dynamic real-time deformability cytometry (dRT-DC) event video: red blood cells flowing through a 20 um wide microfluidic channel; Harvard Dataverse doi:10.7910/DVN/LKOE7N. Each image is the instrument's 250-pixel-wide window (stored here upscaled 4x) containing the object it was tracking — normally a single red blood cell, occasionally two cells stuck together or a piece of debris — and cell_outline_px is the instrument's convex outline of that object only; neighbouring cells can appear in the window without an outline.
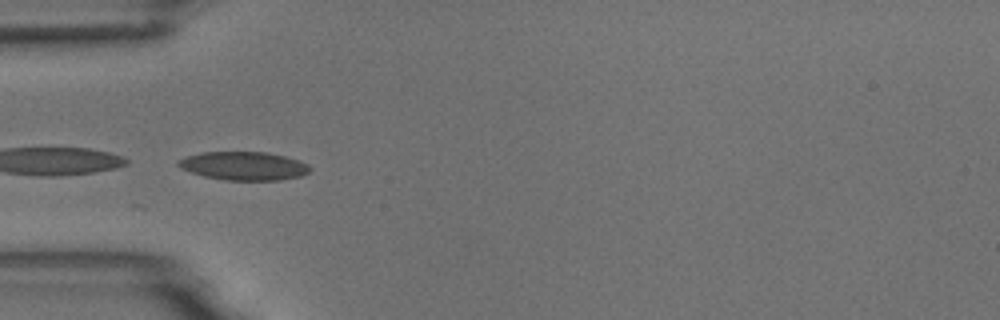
{"species": "common noctule bat (a hibernating species)", "species_latin": "Nyctalus noctula", "temperature_condition": "room temperature", "stored_images_in_passage": 6, "camera_frame_rate_fps": 3000, "um_per_image_px": 0.085, "animal": {"sex": "male", "body_mass_g": 18.8}, "frame": {"image": 1, "passage_image": 5, "time_ms": 5.333, "image_size_px": [1000, 320], "cell_outline_px": [[312, 168], [308, 172], [300, 176], [280, 180], [224, 180], [204, 176], [180, 168], [176, 164], [176, 160], [200, 152], [264, 152], [284, 156], [308, 164]], "centroid_in_image_um": [20.69, 14.1], "position_along_channel_um": 64.3, "area_um2": 21.73}}
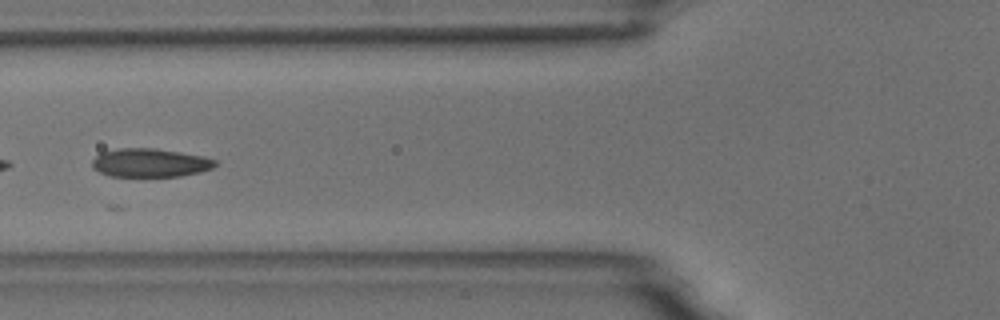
{"frame": {"image": 2, "passage_image": 6, "time_ms": 6.667, "image_size_px": [1000, 320], "cell_outline_px": [[216, 164], [212, 168], [200, 172], [180, 176], [108, 176], [92, 168], [92, 160], [100, 152], [120, 148], [152, 148], [180, 152], [204, 156], [216, 160]], "centroid_in_image_um": [12.73, 13.83], "position_along_channel_um": 113.1, "area_um2": 20.46}}